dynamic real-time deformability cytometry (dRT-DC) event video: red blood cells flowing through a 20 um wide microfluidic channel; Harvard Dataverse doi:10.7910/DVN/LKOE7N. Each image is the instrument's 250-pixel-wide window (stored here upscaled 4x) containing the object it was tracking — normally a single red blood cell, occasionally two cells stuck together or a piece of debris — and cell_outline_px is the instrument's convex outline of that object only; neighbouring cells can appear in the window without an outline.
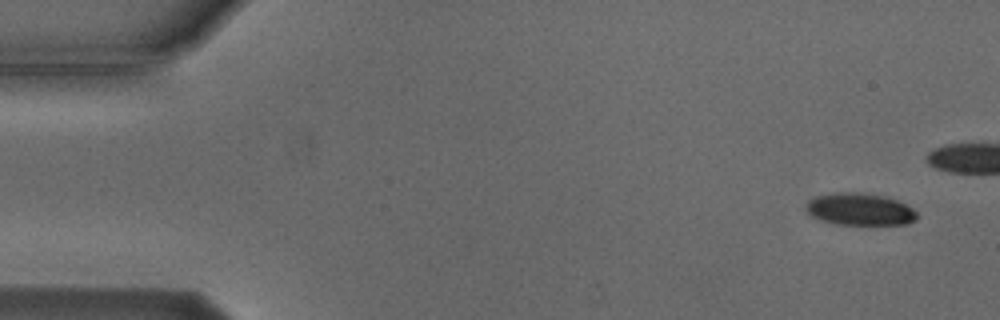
{"species": "Egyptian fruit bat (a non-hibernating species)", "species_latin": "Rousettus aegyptiacus", "temperature_condition": "cold", "stored_images_in_passage": 7, "camera_frame_rate_fps": 3000, "um_per_image_px": 0.085, "animal": {"sex": "male"}, "frame": {"image": 1, "passage_image": 1, "time_ms": 0.0, "image_size_px": [1000, 320], "cell_outline_px": [[916, 220], [908, 224], [836, 224], [812, 216], [804, 208], [808, 200], [816, 196], [836, 192], [856, 192], [880, 196], [896, 200], [912, 208], [916, 212]], "centroid_in_image_um": [73.06, 17.79], "position_along_channel_um": 11.9, "area_um2": 20.46}}